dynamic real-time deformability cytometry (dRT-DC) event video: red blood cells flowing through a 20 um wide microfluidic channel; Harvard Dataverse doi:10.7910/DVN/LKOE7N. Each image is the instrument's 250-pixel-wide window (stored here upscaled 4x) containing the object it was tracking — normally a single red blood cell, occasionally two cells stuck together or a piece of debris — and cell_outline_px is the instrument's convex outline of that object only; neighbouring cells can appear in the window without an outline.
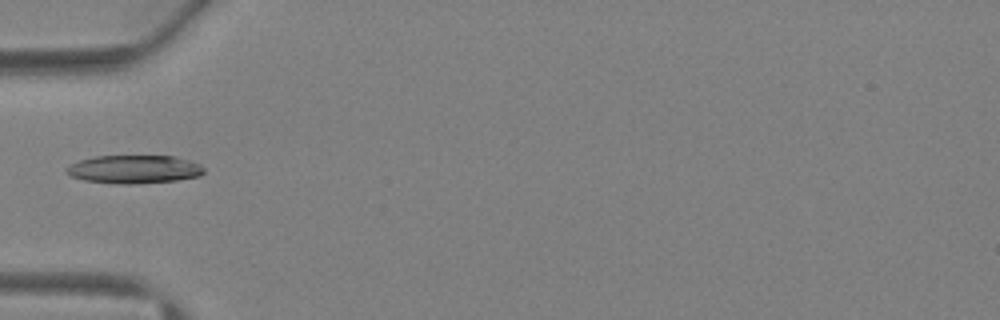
{"species": "Egyptian fruit bat (a non-hibernating species)", "species_latin": "Rousettus aegyptiacus", "temperature_condition": "warm", "stored_images_in_passage": 5, "camera_frame_rate_fps": 3000, "um_per_image_px": 0.085, "animal": {"sex": "female"}, "frame": {"image": 1, "passage_image": 5, "time_ms": 5.0, "image_size_px": [1000, 320], "cell_outline_px": [[204, 172], [200, 176], [176, 180], [136, 184], [112, 184], [84, 180], [72, 176], [64, 172], [64, 168], [80, 160], [96, 156], [176, 156], [200, 164], [204, 168]], "centroid_in_image_um": [11.39, 14.39], "position_along_channel_um": 73.6, "area_um2": 22.77}}